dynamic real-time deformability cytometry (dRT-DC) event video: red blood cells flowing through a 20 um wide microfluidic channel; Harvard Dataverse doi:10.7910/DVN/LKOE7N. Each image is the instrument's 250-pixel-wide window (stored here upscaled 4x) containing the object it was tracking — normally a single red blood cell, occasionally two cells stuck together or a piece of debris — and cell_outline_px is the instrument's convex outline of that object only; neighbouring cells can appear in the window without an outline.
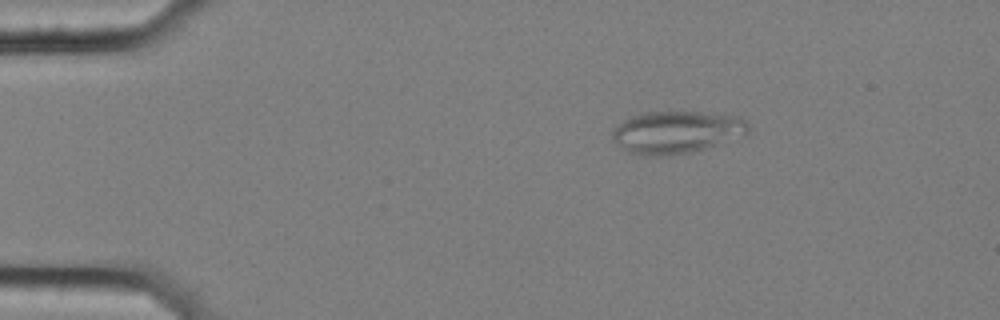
{"species": "common noctule bat (a hibernating species)", "species_latin": "Nyctalus noctula", "temperature_condition": "cold", "stored_images_in_passage": 57, "segment_of_instrument_passage": [1, 2], "camera_frame_rate_fps": 3000, "um_per_image_px": 0.085, "animal": {"sex": "female", "body_mass_g": 25.1}, "frame": {"image": 1, "passage_image": 10, "time_ms": 3.0, "image_size_px": [1000, 320], "cell_outline_px": [[748, 136], [704, 148], [688, 152], [632, 152], [616, 144], [612, 140], [612, 132], [624, 120], [632, 116], [644, 112], [700, 112], [740, 116], [748, 124]], "centroid_in_image_um": [57.61, 11.17], "position_along_channel_um": 27.4, "area_um2": 32.37}}